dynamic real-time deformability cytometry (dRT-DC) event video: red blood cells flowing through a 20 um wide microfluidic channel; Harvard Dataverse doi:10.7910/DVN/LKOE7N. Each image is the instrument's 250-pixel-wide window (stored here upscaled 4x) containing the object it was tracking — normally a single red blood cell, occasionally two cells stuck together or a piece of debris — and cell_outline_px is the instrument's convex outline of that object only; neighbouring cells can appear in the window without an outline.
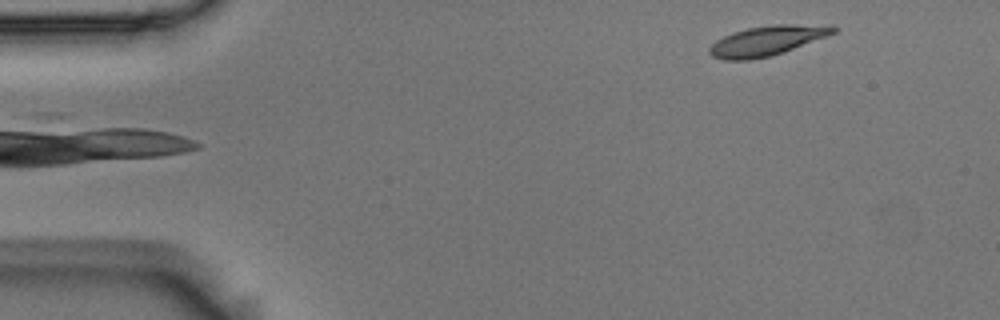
{"species": "Egyptian fruit bat (a non-hibernating species)", "species_latin": "Rousettus aegyptiacus", "temperature_condition": "room temperature", "stored_images_in_passage": 2, "camera_frame_rate_fps": 3000, "um_per_image_px": 0.085, "animal": {"sex": "male"}, "frame": {"image": 1, "passage_image": 2, "time_ms": 0.333, "image_size_px": [1000, 320], "cell_outline_px": [[840, 28], [836, 32], [784, 52], [768, 56], [748, 60], [724, 60], [712, 56], [708, 52], [708, 48], [716, 40], [724, 36], [748, 28], [776, 24], [832, 24]], "centroid_in_image_um": [65.24, 3.44], "position_along_channel_um": 19.8, "area_um2": 21.5}}